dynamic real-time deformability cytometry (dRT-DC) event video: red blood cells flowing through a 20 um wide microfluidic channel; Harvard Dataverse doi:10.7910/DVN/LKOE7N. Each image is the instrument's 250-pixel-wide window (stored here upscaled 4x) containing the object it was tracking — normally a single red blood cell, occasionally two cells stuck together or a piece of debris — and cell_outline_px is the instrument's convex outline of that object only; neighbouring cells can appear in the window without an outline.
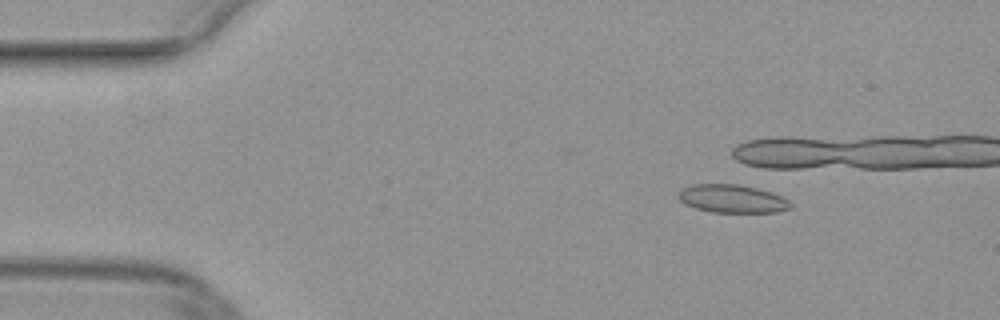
{"species": "common noctule bat (a hibernating species)", "species_latin": "Nyctalus noctula", "temperature_condition": "warm", "stored_images_in_passage": 4, "camera_frame_rate_fps": 3000, "um_per_image_px": 0.085, "animal": {"sex": "female", "body_mass_g": 29.2, "forearm_length_mm": 56.3}, "frame": {"image": 1, "passage_image": 1, "time_ms": 0.0, "image_size_px": [1000, 320], "cell_outline_px": [[792, 208], [776, 212], [712, 212], [696, 208], [684, 204], [676, 196], [676, 192], [680, 188], [692, 184], [736, 184], [756, 188], [772, 192], [788, 200], [792, 204]], "centroid_in_image_um": [62.18, 16.88], "position_along_channel_um": 22.8, "area_um2": 18.55}}